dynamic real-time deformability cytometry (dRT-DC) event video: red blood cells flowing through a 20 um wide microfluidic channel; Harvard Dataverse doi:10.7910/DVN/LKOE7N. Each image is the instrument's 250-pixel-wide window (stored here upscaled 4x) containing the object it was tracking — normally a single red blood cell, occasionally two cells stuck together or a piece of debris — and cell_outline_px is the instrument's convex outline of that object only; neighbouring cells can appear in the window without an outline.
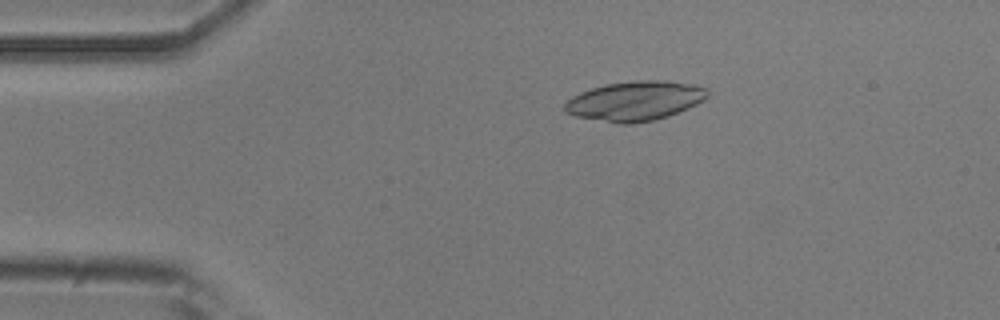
{"species": "common noctule bat (a hibernating species)", "species_latin": "Nyctalus noctula", "temperature_condition": "room temperature", "stored_images_in_passage": 53, "camera_frame_rate_fps": 3000, "um_per_image_px": 0.085, "animal": {"sex": "male", "body_mass_g": 20.5, "forearm_length_mm": 52.5}, "frame": {"image": 1, "passage_image": 10, "time_ms": 3.0, "image_size_px": [1000, 320], "cell_outline_px": [[708, 96], [704, 100], [688, 108], [668, 116], [652, 120], [632, 124], [620, 124], [576, 116], [564, 112], [564, 104], [572, 96], [580, 92], [604, 84], [636, 80], [664, 80], [696, 84], [708, 88]], "centroid_in_image_um": [53.99, 8.57], "position_along_channel_um": 31.0, "area_um2": 33.06}}
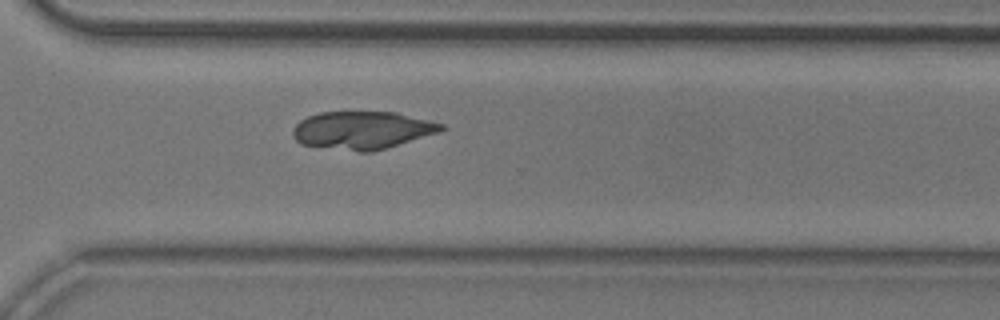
{"frame": {"image": 2, "passage_image": 38, "time_ms": 12.333, "image_size_px": [1000, 320], "cell_outline_px": [[444, 128], [440, 132], [372, 152], [360, 152], [300, 144], [292, 136], [292, 128], [300, 120], [308, 116], [320, 112], [396, 112], [444, 124]], "centroid_in_image_um": [30.76, 11.07], "position_along_channel_um": 339.8, "area_um2": 32.66}}
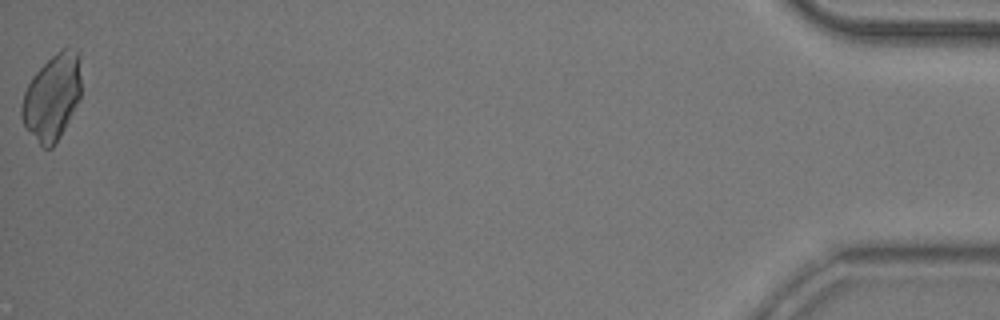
{"frame": {"image": 3, "passage_image": 53, "time_ms": 17.333, "image_size_px": [1000, 320], "cell_outline_px": [[80, 100], [60, 136], [52, 148], [44, 148], [24, 128], [20, 116], [20, 108], [24, 92], [32, 76], [60, 48], [64, 48], [76, 52], [80, 56]], "centroid_in_image_um": [4.41, 8.28], "position_along_channel_um": 430.8, "area_um2": 29.71}}